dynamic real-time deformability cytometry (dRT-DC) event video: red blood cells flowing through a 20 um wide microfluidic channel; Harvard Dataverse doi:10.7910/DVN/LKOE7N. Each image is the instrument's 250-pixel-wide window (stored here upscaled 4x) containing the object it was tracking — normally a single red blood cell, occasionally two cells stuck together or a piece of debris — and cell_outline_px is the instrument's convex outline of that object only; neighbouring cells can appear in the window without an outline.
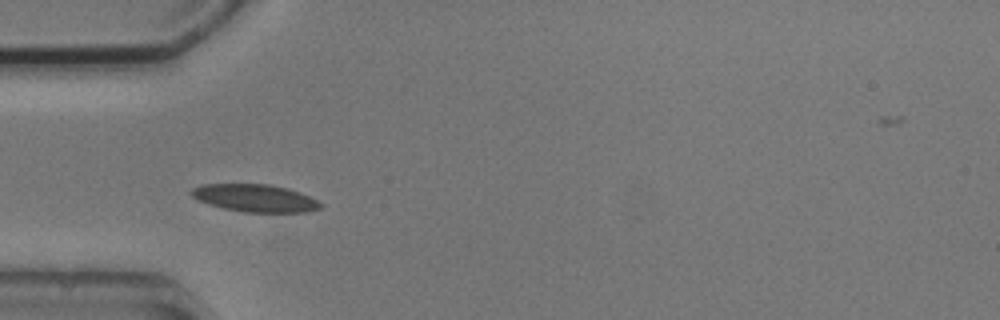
{"species": "common noctule bat (a hibernating species)", "species_latin": "Nyctalus noctula", "temperature_condition": "cold", "stored_images_in_passage": 2, "camera_frame_rate_fps": 3000, "um_per_image_px": 0.085, "animal": {"sex": "male", "body_mass_g": 20.5, "forearm_length_mm": 52.5}, "frame": {"image": 1, "passage_image": 1, "time_ms": 0.0, "image_size_px": [1000, 320], "cell_outline_px": [[324, 204], [320, 208], [304, 212], [244, 212], [224, 208], [208, 204], [192, 196], [188, 192], [192, 188], [200, 184], [268, 184], [288, 188], [300, 192]], "centroid_in_image_um": [21.66, 16.83], "position_along_channel_um": 63.3, "area_um2": 20.69}}